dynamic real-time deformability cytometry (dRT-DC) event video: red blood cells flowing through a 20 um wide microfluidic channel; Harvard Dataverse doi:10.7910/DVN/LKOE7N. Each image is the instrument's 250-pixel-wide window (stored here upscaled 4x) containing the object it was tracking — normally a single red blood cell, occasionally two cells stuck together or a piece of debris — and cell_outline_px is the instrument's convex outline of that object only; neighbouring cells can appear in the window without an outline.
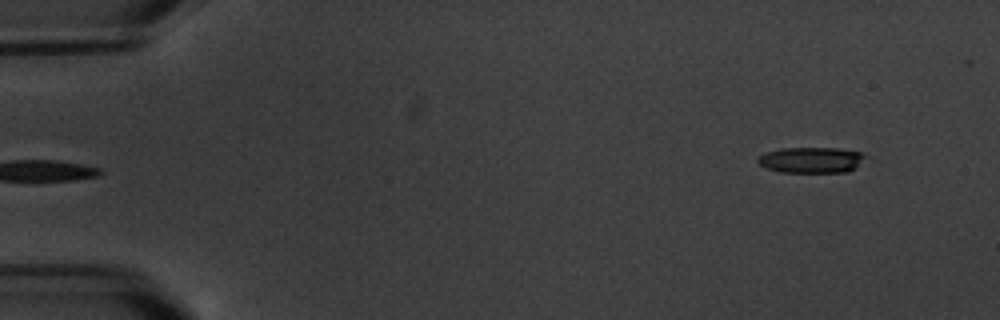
{"species": "common noctule bat (a hibernating species)", "species_latin": "Nyctalus noctula", "temperature_condition": "warm", "stored_images_in_passage": 6, "segment_of_instrument_passage": [2, 2], "camera_frame_rate_fps": 3000, "um_per_image_px": 0.085, "animal": {"sex": "male", "body_mass_g": 20.1, "forearm_length_mm": 53.5}, "frame": {"image": 1, "passage_image": 6, "time_ms": 6.667, "image_size_px": [1000, 320], "cell_outline_px": [[864, 160], [856, 168], [848, 172], [780, 172], [768, 168], [760, 164], [756, 160], [756, 156], [764, 152], [780, 148], [836, 148], [860, 152], [864, 156]], "centroid_in_image_um": [68.92, 13.6], "position_along_channel_um": 16.1, "area_um2": 16.24}}